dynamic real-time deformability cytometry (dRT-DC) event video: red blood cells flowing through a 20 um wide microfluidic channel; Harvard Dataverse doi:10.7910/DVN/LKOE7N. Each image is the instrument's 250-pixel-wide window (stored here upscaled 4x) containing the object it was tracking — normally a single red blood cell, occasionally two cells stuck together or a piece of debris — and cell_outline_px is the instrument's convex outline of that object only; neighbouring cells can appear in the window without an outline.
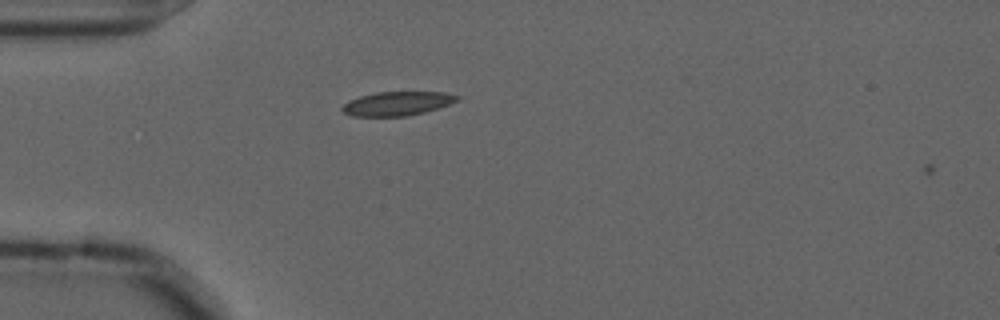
{"species": "common noctule bat (a hibernating species)", "species_latin": "Nyctalus noctula", "temperature_condition": "cold", "stored_images_in_passage": 4, "camera_frame_rate_fps": 3000, "um_per_image_px": 0.085, "animal": {"sex": "male", "forearm_length_mm": 52.5}, "frame": {"image": 1, "passage_image": 2, "time_ms": 0.333, "image_size_px": [1000, 320], "cell_outline_px": [[460, 96], [456, 100], [448, 104], [424, 112], [404, 116], [352, 116], [344, 112], [340, 108], [348, 100], [360, 96], [376, 92], [444, 92]], "centroid_in_image_um": [33.7, 8.79], "position_along_channel_um": 51.3, "area_um2": 15.84}}